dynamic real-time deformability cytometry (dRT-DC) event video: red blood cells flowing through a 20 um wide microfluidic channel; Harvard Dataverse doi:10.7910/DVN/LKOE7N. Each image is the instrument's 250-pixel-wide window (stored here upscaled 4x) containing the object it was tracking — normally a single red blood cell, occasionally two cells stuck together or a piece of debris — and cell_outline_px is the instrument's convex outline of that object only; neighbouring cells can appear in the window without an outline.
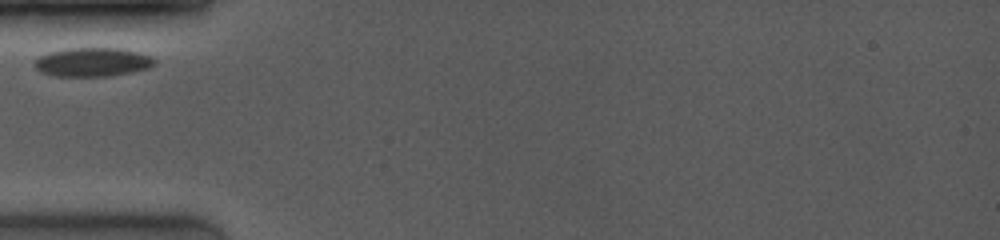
{"species": "common noctule bat (a hibernating species)", "species_latin": "Nyctalus noctula", "temperature_condition": "room temperature", "stored_images_in_passage": 21, "camera_frame_rate_fps": 4000, "um_per_image_px": 0.085, "animal": {"sex": "female", "body_mass_g": 19.0, "forearm_length_mm": 53.3}, "frame": {"image": 1, "passage_image": 1, "time_ms": 0.0, "image_size_px": [1000, 240], "cell_outline_px": [[156, 64], [148, 68], [132, 72], [108, 76], [52, 76], [40, 72], [36, 68], [36, 60], [40, 56], [52, 52], [68, 48], [120, 48], [136, 52], [148, 56], [156, 60]], "centroid_in_image_um": [7.87, 5.29], "position_along_channel_um": 77.1, "area_um2": 19.94}}
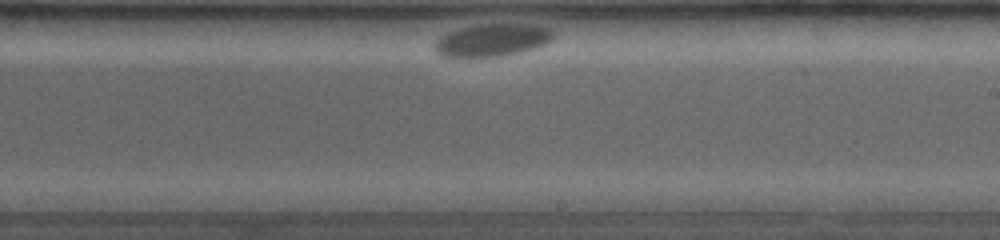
{"frame": {"image": 2, "passage_image": 10, "time_ms": 5.25, "image_size_px": [1000, 240], "cell_outline_px": [[552, 40], [544, 44], [524, 52], [508, 56], [480, 60], [456, 60], [440, 56], [432, 48], [432, 44], [440, 36], [448, 32], [460, 28], [480, 24], [528, 24], [548, 28], [552, 32]], "centroid_in_image_um": [41.7, 3.5], "position_along_channel_um": 247.3, "area_um2": 23.87}}
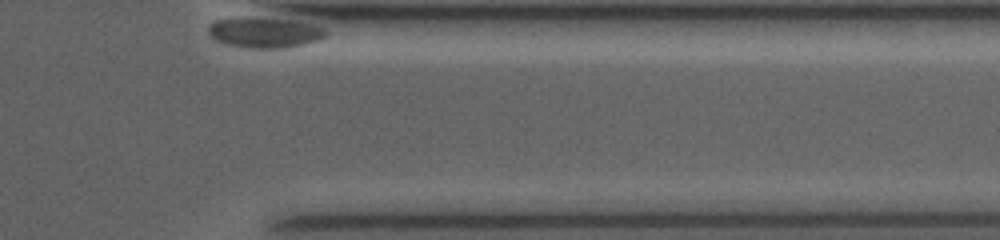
{"frame": {"image": 3, "passage_image": 21, "time_ms": 10.25, "image_size_px": [1000, 240], "cell_outline_px": [[328, 36], [320, 40], [308, 44], [288, 48], [252, 48], [228, 44], [216, 40], [208, 32], [208, 24], [212, 20], [228, 16], [240, 16], [288, 20], [308, 24], [324, 28], [328, 32]], "centroid_in_image_um": [22.46, 2.75], "position_along_channel_um": 388.9, "area_um2": 21.27}}